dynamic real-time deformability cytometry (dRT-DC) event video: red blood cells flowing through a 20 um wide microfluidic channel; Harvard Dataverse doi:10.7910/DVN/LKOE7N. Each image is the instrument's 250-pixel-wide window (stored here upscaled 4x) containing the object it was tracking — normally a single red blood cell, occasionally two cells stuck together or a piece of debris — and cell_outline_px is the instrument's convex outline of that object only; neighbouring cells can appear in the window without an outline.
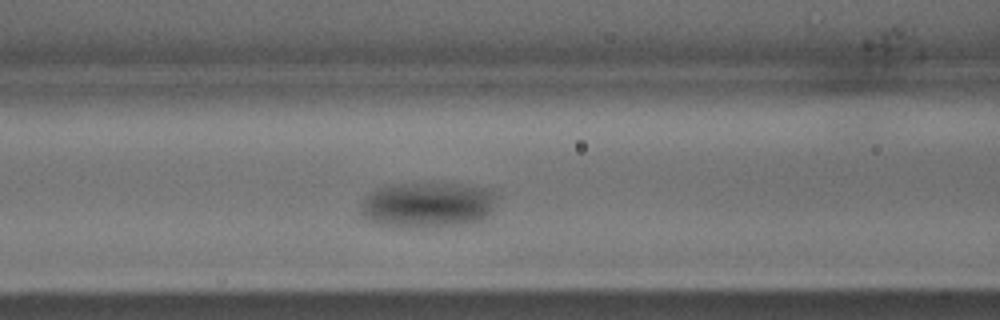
{"species": "common noctule bat (a hibernating species)", "species_latin": "Nyctalus noctula", "temperature_condition": "warm", "stored_images_in_passage": 22, "camera_frame_rate_fps": 3000, "um_per_image_px": 0.085, "animal": {"sex": "male", "body_mass_g": 15.6}, "frame": {"image": 1, "passage_image": 8, "time_ms": 2.333, "image_size_px": [1000, 320], "cell_outline_px": [[496, 196], [492, 212], [480, 220], [464, 224], [424, 228], [392, 228], [372, 224], [364, 216], [360, 208], [364, 196], [368, 192], [376, 188], [392, 184], [452, 184], [488, 188], [496, 192]], "centroid_in_image_um": [36.28, 17.44], "position_along_channel_um": 130.3, "area_um2": 36.76}}
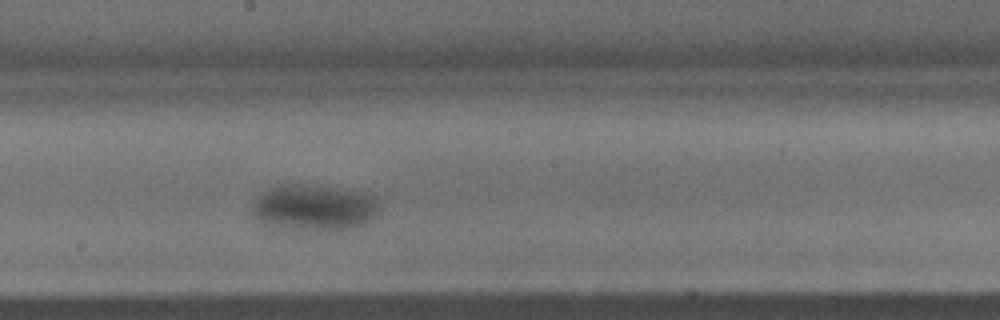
{"frame": {"image": 2, "passage_image": 13, "time_ms": 4.0, "image_size_px": [1000, 320], "cell_outline_px": [[380, 204], [372, 220], [364, 224], [352, 228], [324, 232], [284, 228], [264, 224], [252, 212], [252, 204], [256, 196], [268, 188], [296, 184], [324, 188], [372, 196]], "centroid_in_image_um": [26.64, 17.71], "position_along_channel_um": 221.6, "area_um2": 33.41}}
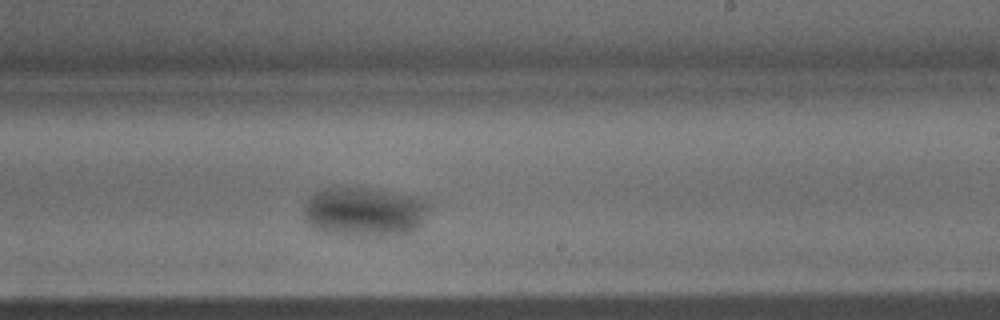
{"frame": {"image": 3, "passage_image": 15, "time_ms": 4.667, "image_size_px": [1000, 320], "cell_outline_px": [[432, 204], [424, 220], [412, 232], [400, 236], [344, 236], [312, 228], [308, 224], [304, 216], [304, 204], [316, 192], [324, 188], [372, 188], [416, 196], [428, 200]], "centroid_in_image_um": [31.04, 18.02], "position_along_channel_um": 258.0, "area_um2": 36.76}}